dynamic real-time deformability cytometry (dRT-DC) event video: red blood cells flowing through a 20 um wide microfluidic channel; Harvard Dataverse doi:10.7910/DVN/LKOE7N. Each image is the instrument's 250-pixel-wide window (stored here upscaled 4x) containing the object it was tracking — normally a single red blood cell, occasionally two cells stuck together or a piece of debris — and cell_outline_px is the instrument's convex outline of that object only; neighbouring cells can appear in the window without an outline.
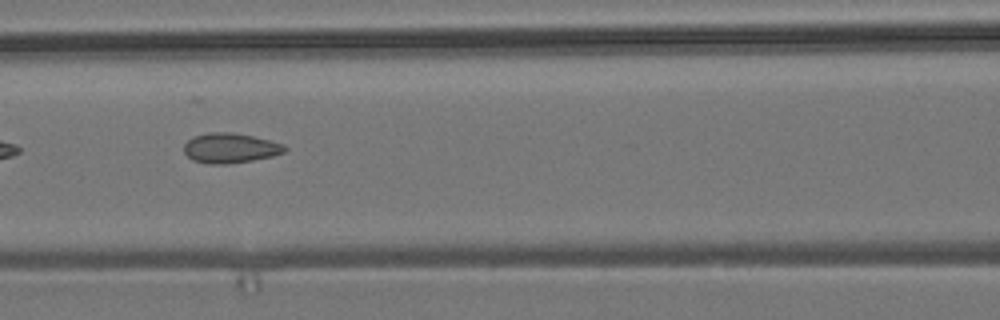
{"species": "common noctule bat (a hibernating species)", "species_latin": "Nyctalus noctula", "temperature_condition": "room temperature", "stored_images_in_passage": 11, "camera_frame_rate_fps": 3000, "um_per_image_px": 0.085, "animal": {"sex": "male", "body_mass_g": 19.2, "forearm_length_mm": 51.8}, "frame": {"image": 1, "passage_image": 7, "time_ms": 2.0, "image_size_px": [1000, 320], "cell_outline_px": [[288, 148], [284, 152], [272, 156], [252, 160], [224, 164], [208, 164], [192, 160], [184, 152], [184, 144], [192, 136], [208, 132], [232, 132], [252, 136], [284, 144]], "centroid_in_image_um": [19.54, 12.58], "position_along_channel_um": 147.1, "area_um2": 17.57}}
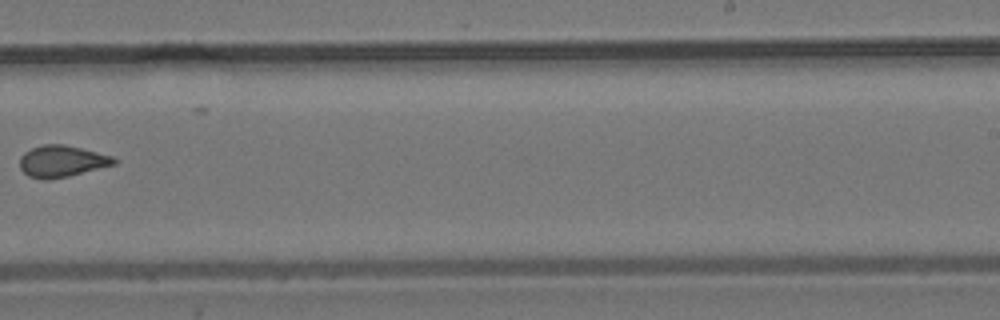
{"frame": {"image": 2, "passage_image": 10, "time_ms": 3.0, "image_size_px": [1000, 320], "cell_outline_px": [[116, 164], [68, 176], [48, 180], [44, 180], [28, 176], [20, 168], [20, 156], [24, 152], [40, 144], [64, 144], [112, 156], [116, 160]], "centroid_in_image_um": [5.21, 13.7], "position_along_channel_um": 283.8, "area_um2": 17.28}}
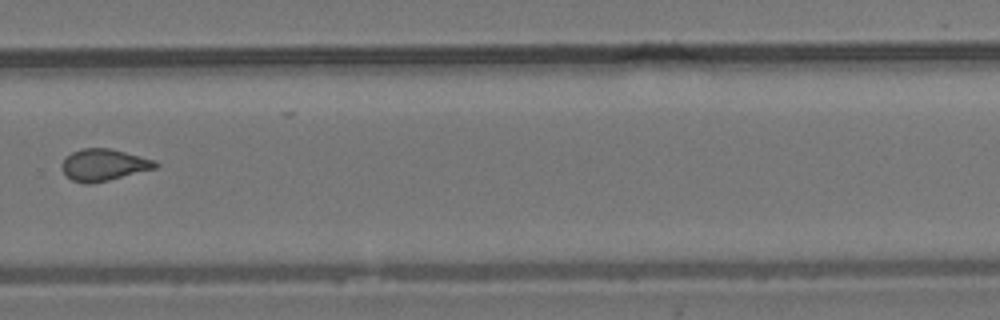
{"frame": {"image": 3, "passage_image": 11, "time_ms": 3.333, "image_size_px": [1000, 320], "cell_outline_px": [[160, 164], [156, 168], [92, 184], [88, 184], [72, 180], [60, 168], [60, 164], [64, 156], [80, 148], [108, 148], [156, 160]], "centroid_in_image_um": [8.78, 14.01], "position_along_channel_um": 321.0, "area_um2": 17.4}}